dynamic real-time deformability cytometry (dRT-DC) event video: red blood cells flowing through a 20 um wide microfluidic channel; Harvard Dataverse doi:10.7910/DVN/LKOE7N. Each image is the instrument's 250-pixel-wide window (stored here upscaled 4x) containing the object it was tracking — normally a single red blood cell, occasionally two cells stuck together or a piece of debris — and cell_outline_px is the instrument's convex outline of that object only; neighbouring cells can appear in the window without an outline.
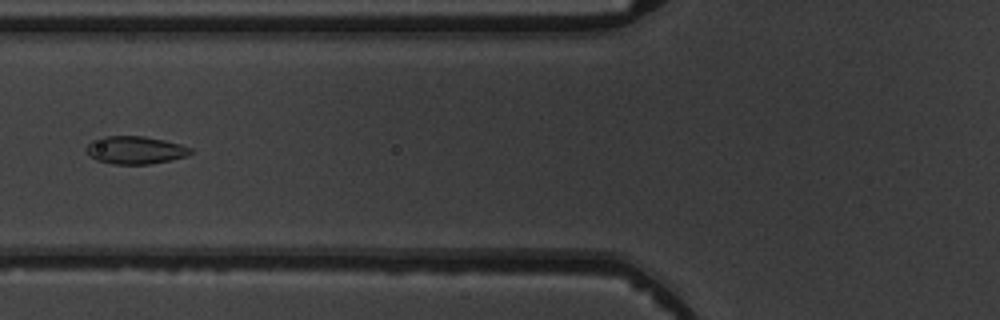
{"species": "common noctule bat (a hibernating species)", "species_latin": "Nyctalus noctula", "temperature_condition": "warm", "stored_images_in_passage": 2, "camera_frame_rate_fps": 3000, "um_per_image_px": 0.085, "animal": {"sex": "male", "body_mass_g": 19.5, "forearm_length_mm": 54.6}, "frame": {"image": 1, "passage_image": 2, "time_ms": 1.0, "image_size_px": [1000, 320], "cell_outline_px": [[192, 152], [188, 156], [172, 160], [148, 164], [112, 164], [96, 160], [84, 148], [92, 140], [104, 136], [144, 136], [164, 140], [180, 144], [192, 148]], "centroid_in_image_um": [11.51, 12.75], "position_along_channel_um": 114.3, "area_um2": 16.94}}